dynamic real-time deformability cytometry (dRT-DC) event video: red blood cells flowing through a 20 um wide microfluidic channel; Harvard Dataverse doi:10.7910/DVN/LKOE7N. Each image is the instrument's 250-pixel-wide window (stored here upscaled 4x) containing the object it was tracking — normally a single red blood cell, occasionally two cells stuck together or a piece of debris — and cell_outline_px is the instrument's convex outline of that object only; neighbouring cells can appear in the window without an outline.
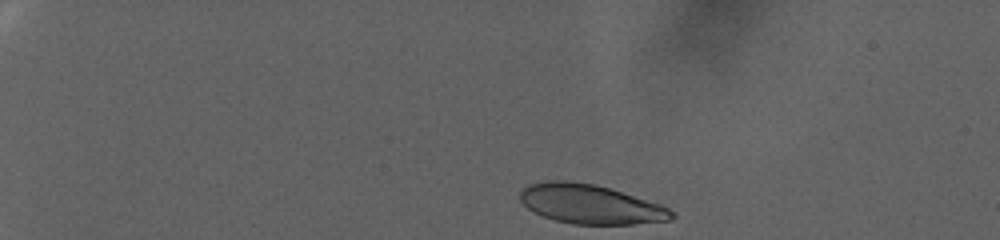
{"species": "human", "species_latin": "Homo sapiens", "temperature_condition": "warm", "stored_images_in_passage": 65, "camera_frame_rate_fps": 3000, "um_per_image_px": 0.085, "donor": {"sex": "female"}, "frame": {"image": 1, "passage_image": 1, "time_ms": 0.0, "image_size_px": [1000, 240], "cell_outline_px": [[676, 216], [672, 220], [632, 224], [572, 224], [556, 220], [544, 216], [528, 208], [520, 200], [520, 192], [528, 184], [548, 180], [568, 180], [596, 184], [660, 204], [676, 212]], "centroid_in_image_um": [50.2, 17.35], "position_along_channel_um": 34.8, "area_um2": 34.68}}
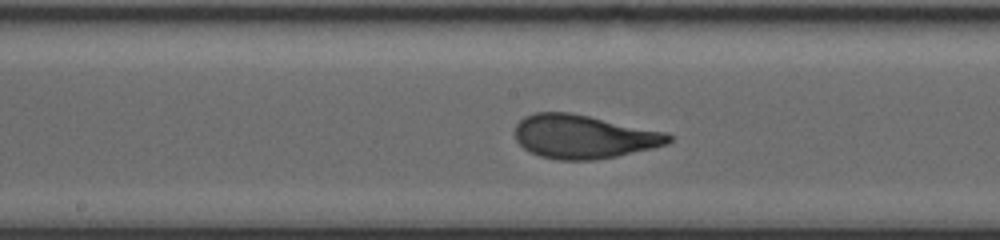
{"frame": {"image": 2, "passage_image": 34, "time_ms": 11.0, "image_size_px": [1000, 240], "cell_outline_px": [[672, 140], [668, 144], [652, 148], [616, 156], [592, 160], [560, 160], [540, 156], [524, 148], [516, 140], [516, 124], [524, 116], [536, 112], [568, 112], [668, 132], [672, 136]], "centroid_in_image_um": [49.62, 11.61], "position_along_channel_um": 198.6, "area_um2": 38.9}}
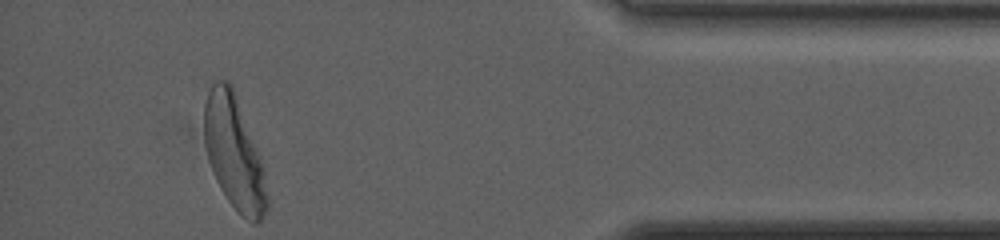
{"frame": {"image": 3, "passage_image": 64, "time_ms": 21.0, "image_size_px": [1000, 240], "cell_outline_px": [[268, 208], [260, 220], [256, 224], [252, 224], [228, 200], [220, 188], [216, 180], [208, 160], [204, 144], [204, 104], [208, 92], [212, 84], [216, 80], [228, 80], [232, 88], [260, 160], [264, 176], [268, 200]], "centroid_in_image_um": [19.86, 13.0], "position_along_channel_um": 415.3, "area_um2": 40.29}, "authors_computed_cell_mechanics": {"area_um2": 38.6104, "velocity_mm_per_s": 2.5105, "shape_relaxation_time_tau1_ms": 5.7084, "shape_relaxation_time_tau2_ms": null, "deformation_change_tau1": 0.2166, "deformation_change_tau2": null}}